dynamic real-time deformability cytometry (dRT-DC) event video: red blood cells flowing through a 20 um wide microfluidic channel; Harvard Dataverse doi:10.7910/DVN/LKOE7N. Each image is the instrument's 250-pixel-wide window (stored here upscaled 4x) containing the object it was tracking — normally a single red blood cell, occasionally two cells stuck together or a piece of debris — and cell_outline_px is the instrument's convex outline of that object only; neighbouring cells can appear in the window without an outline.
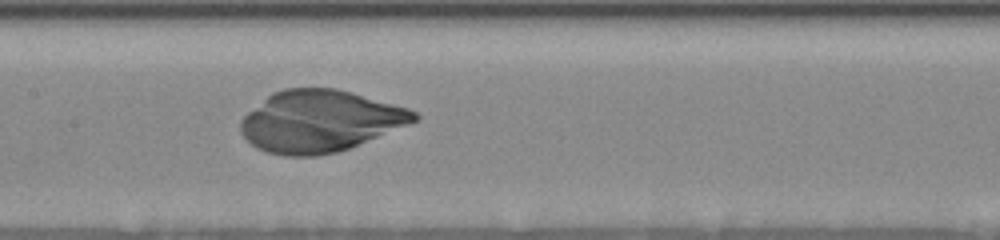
{"species": "human", "species_latin": "Homo sapiens", "temperature_condition": "room temperature", "stored_images_in_passage": 28, "camera_frame_rate_fps": 3000, "um_per_image_px": 0.085, "donor": {"sex": "female"}, "frame": {"image": 1, "passage_image": 7, "time_ms": 3.0, "image_size_px": [1000, 240], "cell_outline_px": [[420, 116], [416, 120], [408, 124], [348, 148], [336, 152], [316, 156], [284, 156], [268, 152], [256, 148], [240, 132], [240, 124], [244, 116], [248, 112], [272, 92], [284, 88], [336, 88], [352, 92], [408, 108], [416, 112]], "centroid_in_image_um": [27.16, 10.29], "position_along_channel_um": 180.2, "area_um2": 61.9}}
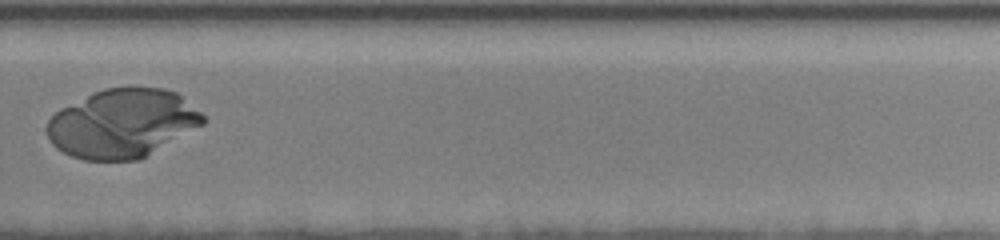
{"frame": {"image": 2, "passage_image": 18, "time_ms": 6.667, "image_size_px": [1000, 240], "cell_outline_px": [[204, 124], [144, 156], [136, 160], [84, 160], [72, 156], [56, 148], [52, 144], [48, 136], [48, 120], [60, 108], [104, 88], [128, 84], [132, 84], [164, 88], [176, 92], [200, 112], [204, 116]], "centroid_in_image_um": [10.39, 10.44], "position_along_channel_um": 319.4, "area_um2": 62.42}}